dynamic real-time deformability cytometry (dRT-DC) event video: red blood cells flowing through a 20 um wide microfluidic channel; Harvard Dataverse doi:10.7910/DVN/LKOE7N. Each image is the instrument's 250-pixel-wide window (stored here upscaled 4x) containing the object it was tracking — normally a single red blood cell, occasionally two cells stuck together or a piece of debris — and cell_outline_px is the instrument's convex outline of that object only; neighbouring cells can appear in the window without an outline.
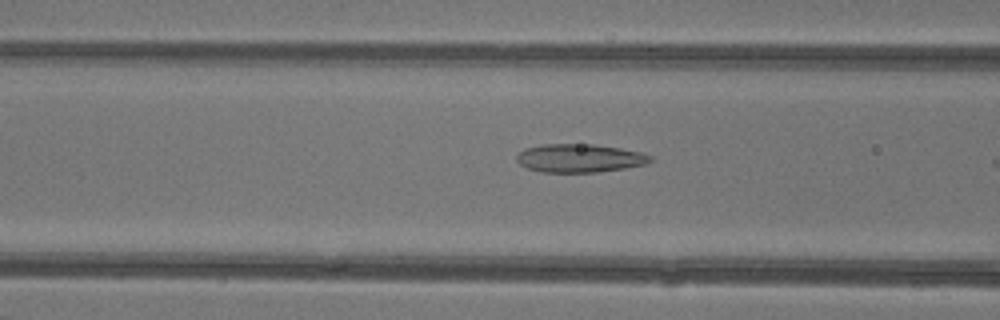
{"species": "common noctule bat (a hibernating species)", "species_latin": "Nyctalus noctula", "temperature_condition": "warm", "stored_images_in_passage": 35, "camera_frame_rate_fps": 3000, "um_per_image_px": 0.085, "animal": {"sex": "female"}, "frame": {"image": 1, "passage_image": 16, "time_ms": 5.0, "image_size_px": [1000, 320], "cell_outline_px": [[652, 160], [644, 164], [624, 168], [596, 172], [540, 172], [528, 168], [520, 164], [516, 160], [516, 156], [524, 148], [540, 144], [592, 144], [620, 148], [640, 152], [652, 156]], "centroid_in_image_um": [49.22, 13.44], "position_along_channel_um": 117.4, "area_um2": 22.02}}
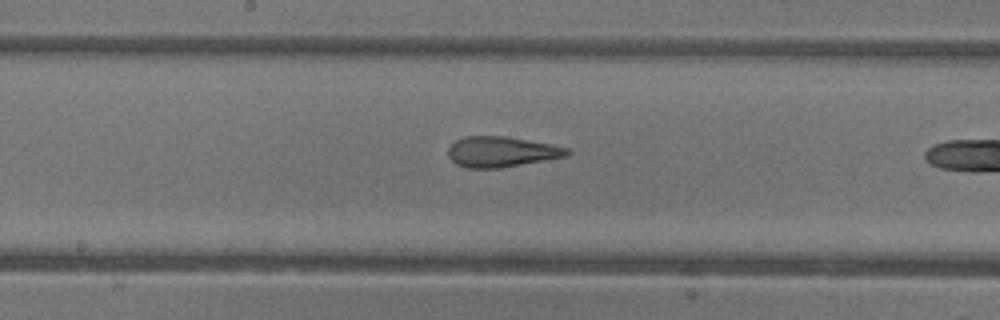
{"frame": {"image": 2, "passage_image": 22, "time_ms": 7.0, "image_size_px": [1000, 320], "cell_outline_px": [[572, 152], [568, 156], [500, 168], [468, 168], [456, 164], [448, 156], [448, 148], [456, 140], [464, 136], [504, 136], [552, 144], [568, 148]], "centroid_in_image_um": [42.63, 12.9], "position_along_channel_um": 205.6, "area_um2": 21.15}}
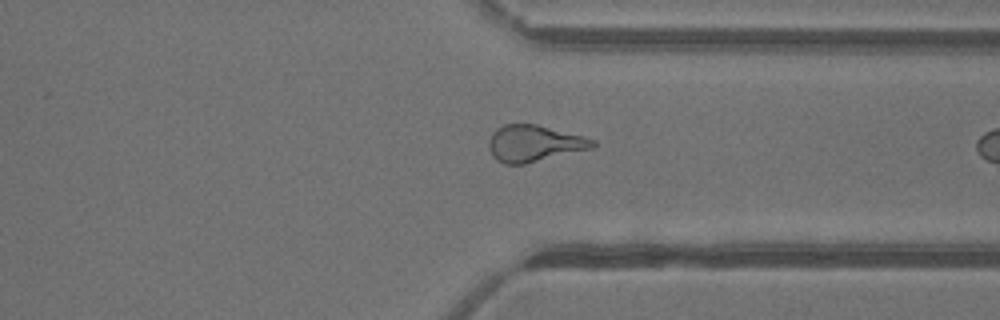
{"frame": {"image": 3, "passage_image": 33, "time_ms": 10.667, "image_size_px": [1000, 320], "cell_outline_px": [[596, 144], [592, 148], [524, 164], [504, 164], [496, 160], [492, 156], [488, 148], [488, 140], [492, 132], [496, 128], [504, 124], [536, 124], [584, 136], [596, 140]], "centroid_in_image_um": [45.36, 12.19], "position_along_channel_um": 366.0, "area_um2": 22.2}}